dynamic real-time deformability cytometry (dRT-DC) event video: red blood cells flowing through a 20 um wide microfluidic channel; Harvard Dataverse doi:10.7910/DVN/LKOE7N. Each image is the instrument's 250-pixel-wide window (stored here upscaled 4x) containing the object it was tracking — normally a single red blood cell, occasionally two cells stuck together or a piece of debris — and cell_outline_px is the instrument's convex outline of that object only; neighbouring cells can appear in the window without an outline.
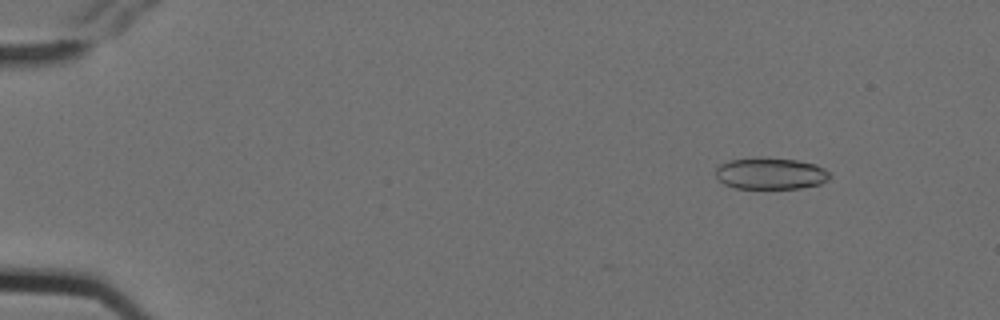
{"species": "Egyptian fruit bat (a non-hibernating species)", "species_latin": "Rousettus aegyptiacus", "temperature_condition": "cold", "stored_images_in_passage": 4, "camera_frame_rate_fps": 3000, "um_per_image_px": 0.085, "animal": {"sex": "female"}, "frame": {"image": 1, "passage_image": 2, "time_ms": 0.333, "image_size_px": [1000, 320], "cell_outline_px": [[832, 176], [828, 180], [820, 184], [800, 188], [736, 188], [724, 184], [716, 176], [716, 168], [720, 164], [728, 160], [756, 156], [768, 156], [796, 160], [816, 164], [824, 168]], "centroid_in_image_um": [65.5, 14.72], "position_along_channel_um": 19.5, "area_um2": 21.44}}